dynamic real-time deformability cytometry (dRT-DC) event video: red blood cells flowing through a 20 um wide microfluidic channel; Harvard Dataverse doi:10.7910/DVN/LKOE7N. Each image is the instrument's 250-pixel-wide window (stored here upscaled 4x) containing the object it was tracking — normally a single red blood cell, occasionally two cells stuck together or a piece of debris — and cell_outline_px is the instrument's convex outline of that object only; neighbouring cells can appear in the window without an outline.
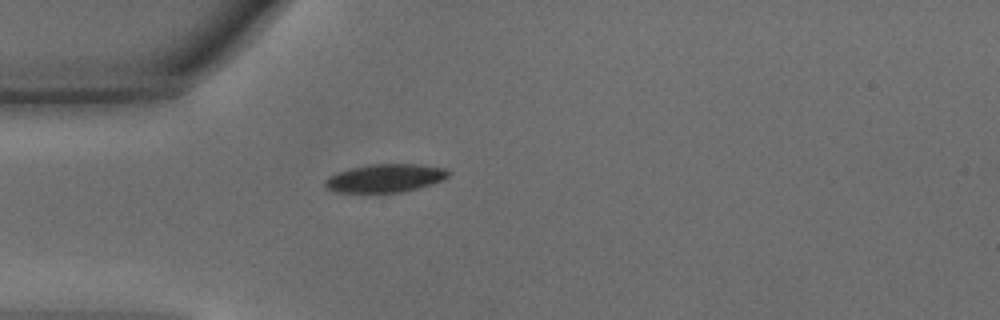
{"species": "common noctule bat (a hibernating species)", "species_latin": "Nyctalus noctula", "temperature_condition": "warm", "stored_images_in_passage": 28, "camera_frame_rate_fps": 3000, "um_per_image_px": 0.085, "animal": {"sex": "male", "body_mass_g": 15.6}, "frame": {"image": 1, "passage_image": 1, "time_ms": 0.0, "image_size_px": [1000, 320], "cell_outline_px": [[452, 172], [444, 180], [432, 184], [400, 192], [336, 192], [328, 188], [324, 184], [324, 180], [328, 176], [336, 172], [368, 164], [420, 164], [444, 168]], "centroid_in_image_um": [32.75, 15.13], "position_along_channel_um": 52.2, "area_um2": 20.29}}
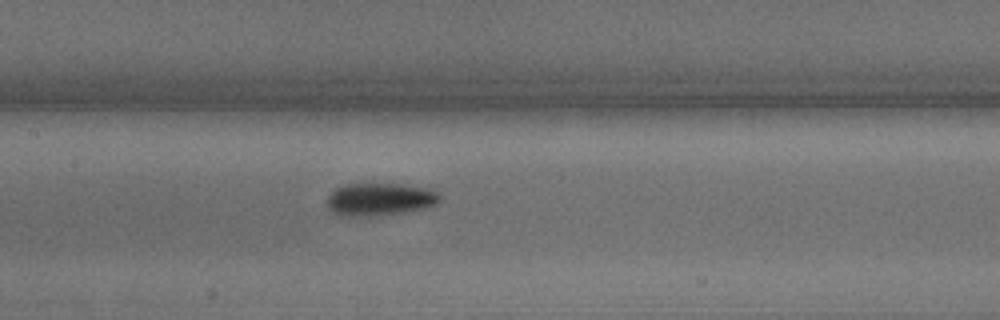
{"frame": {"image": 2, "passage_image": 10, "time_ms": 3.0, "image_size_px": [1000, 320], "cell_outline_px": [[440, 200], [436, 204], [428, 208], [372, 216], [340, 216], [332, 212], [328, 208], [328, 196], [336, 188], [348, 184], [400, 184], [428, 188], [436, 192], [440, 196]], "centroid_in_image_um": [32.28, 16.94], "position_along_channel_um": 175.1, "area_um2": 21.33}}
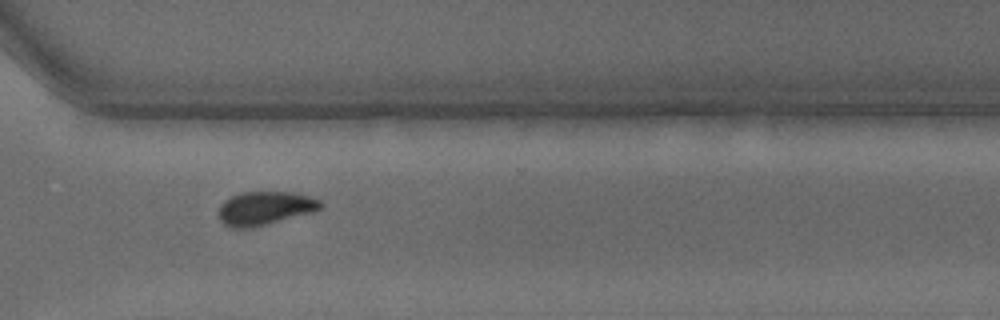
{"frame": {"image": 3, "passage_image": 22, "time_ms": 7.0, "image_size_px": [1000, 320], "cell_outline_px": [[324, 204], [320, 208], [312, 212], [252, 228], [228, 228], [220, 220], [216, 212], [220, 204], [224, 200], [232, 196], [244, 192], [292, 192], [308, 196], [320, 200]], "centroid_in_image_um": [22.46, 17.71], "position_along_channel_um": 348.1, "area_um2": 20.06}, "authors_computed_cell_mechanics": {"area_um2": 21.1259, "velocity_mm_per_s": 4.3345, "shape_relaxation_time_tau1_ms": 3.974, "shape_relaxation_time_tau2_ms": null, "deformation_change_tau1": 0.159, "deformation_change_tau2": null}}